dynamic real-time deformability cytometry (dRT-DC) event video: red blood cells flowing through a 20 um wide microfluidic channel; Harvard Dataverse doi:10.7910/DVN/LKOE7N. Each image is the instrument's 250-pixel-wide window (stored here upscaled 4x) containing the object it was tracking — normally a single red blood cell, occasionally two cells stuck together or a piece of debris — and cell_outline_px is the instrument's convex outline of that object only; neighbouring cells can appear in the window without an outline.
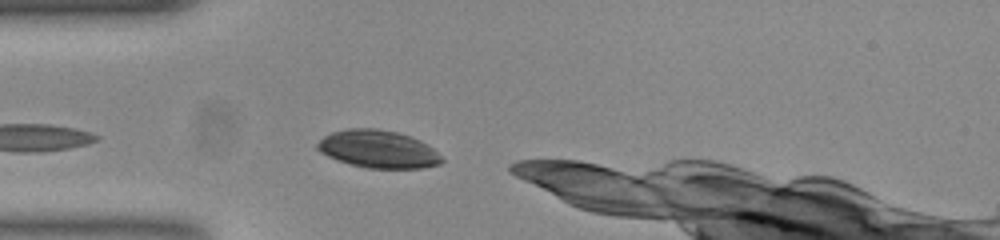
{"species": "common noctule bat (a hibernating species)", "species_latin": "Nyctalus noctula", "temperature_condition": "room temperature", "stored_images_in_passage": 40, "camera_frame_rate_fps": 3000, "um_per_image_px": 0.085, "animal": {"sex": "female", "body_mass_g": 23.0, "forearm_length_mm": 53.4}, "frame": {"image": 1, "passage_image": 3, "time_ms": 0.667, "image_size_px": [1000, 240], "cell_outline_px": [[444, 160], [440, 164], [424, 168], [368, 168], [352, 164], [328, 156], [320, 152], [316, 148], [316, 144], [324, 136], [332, 132], [348, 128], [376, 128], [396, 132], [420, 140], [428, 144]], "centroid_in_image_um": [32.14, 12.67], "position_along_channel_um": 52.9, "area_um2": 27.11}}
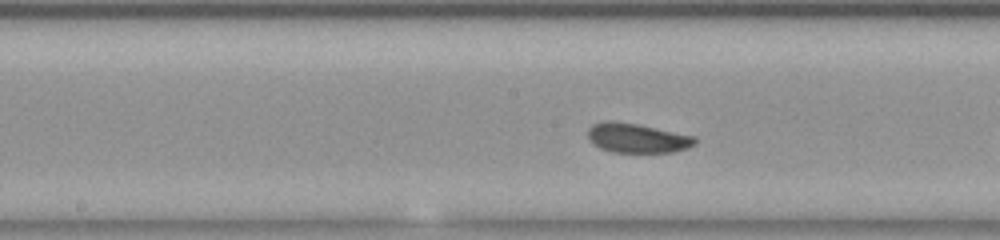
{"frame": {"image": 2, "passage_image": 12, "time_ms": 3.667, "image_size_px": [1000, 240], "cell_outline_px": [[696, 144], [688, 148], [672, 152], [612, 152], [600, 148], [588, 136], [588, 128], [592, 124], [604, 120], [612, 120], [636, 124], [696, 136]], "centroid_in_image_um": [54.17, 11.72], "position_along_channel_um": 194.0, "area_um2": 18.32}}
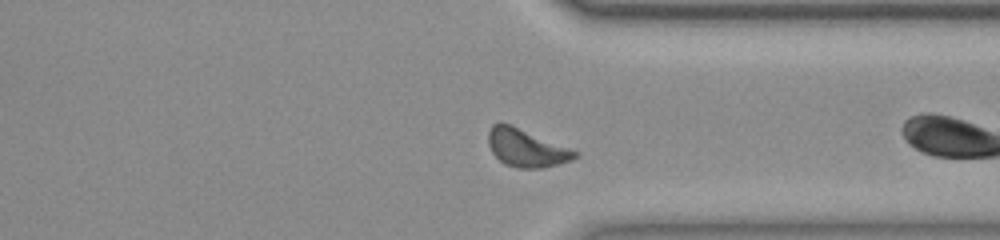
{"frame": {"image": 3, "passage_image": 26, "time_ms": 8.333, "image_size_px": [1000, 240], "cell_outline_px": [[580, 156], [572, 160], [540, 168], [516, 168], [504, 164], [492, 152], [488, 144], [488, 132], [492, 124], [500, 120], [512, 124], [580, 152]], "centroid_in_image_um": [44.72, 12.54], "position_along_channel_um": 366.7, "area_um2": 19.42}, "authors_computed_cell_mechanics": {"area_um2": 18.1492, "velocity_mm_per_s": 3.7177, "shape_relaxation_time_tau1_ms": null, "shape_relaxation_time_tau2_ms": 5.1842, "deformation_change_tau1": null, "deformation_change_tau2": 0.0855}}